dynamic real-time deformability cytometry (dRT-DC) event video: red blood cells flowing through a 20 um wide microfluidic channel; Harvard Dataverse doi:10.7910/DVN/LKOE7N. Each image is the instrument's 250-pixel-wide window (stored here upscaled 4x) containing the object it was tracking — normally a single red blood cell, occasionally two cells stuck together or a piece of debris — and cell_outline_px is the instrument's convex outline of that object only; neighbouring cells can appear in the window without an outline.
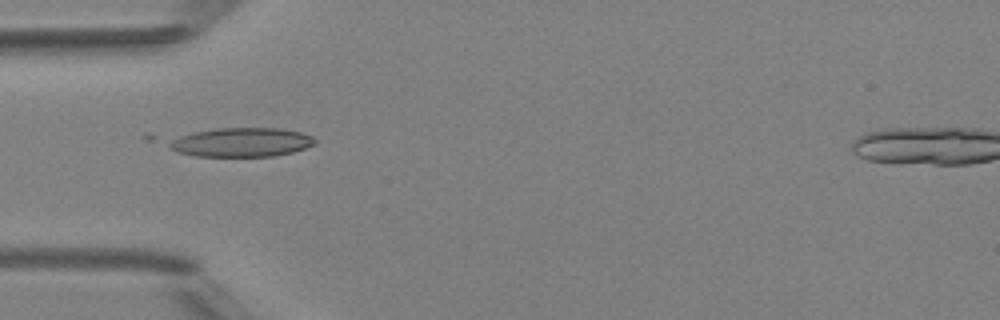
{"species": "Egyptian fruit bat (a non-hibernating species)", "species_latin": "Rousettus aegyptiacus", "temperature_condition": "room temperature", "stored_images_in_passage": 6, "camera_frame_rate_fps": 3000, "um_per_image_px": 0.085, "animal": {"sex": "female"}, "frame": {"image": 1, "passage_image": 5, "time_ms": 4.667, "image_size_px": [1000, 320], "cell_outline_px": [[316, 144], [292, 152], [272, 156], [196, 156], [176, 152], [144, 140], [144, 136], [148, 132], [216, 128], [280, 128], [300, 132], [312, 136], [316, 140]], "centroid_in_image_um": [19.71, 12.03], "position_along_channel_um": 65.3, "area_um2": 28.26}}
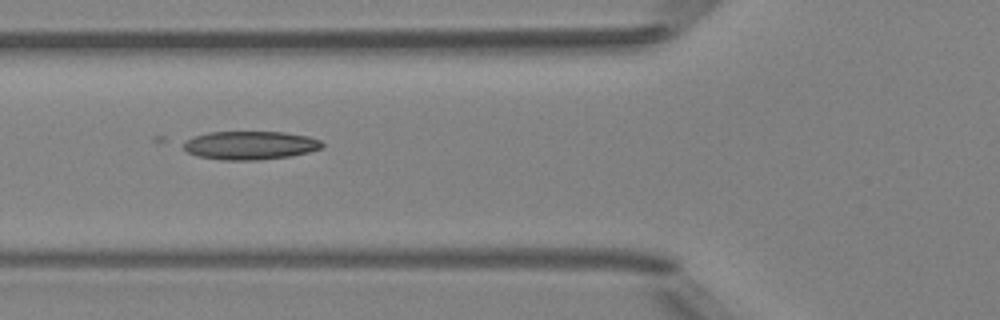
{"frame": {"image": 2, "passage_image": 6, "time_ms": 5.667, "image_size_px": [1000, 320], "cell_outline_px": [[324, 148], [292, 156], [256, 160], [220, 160], [200, 156], [188, 152], [184, 148], [184, 144], [188, 140], [196, 136], [208, 132], [284, 132], [308, 136], [320, 140], [324, 144]], "centroid_in_image_um": [21.33, 12.35], "position_along_channel_um": 104.5, "area_um2": 22.89}}